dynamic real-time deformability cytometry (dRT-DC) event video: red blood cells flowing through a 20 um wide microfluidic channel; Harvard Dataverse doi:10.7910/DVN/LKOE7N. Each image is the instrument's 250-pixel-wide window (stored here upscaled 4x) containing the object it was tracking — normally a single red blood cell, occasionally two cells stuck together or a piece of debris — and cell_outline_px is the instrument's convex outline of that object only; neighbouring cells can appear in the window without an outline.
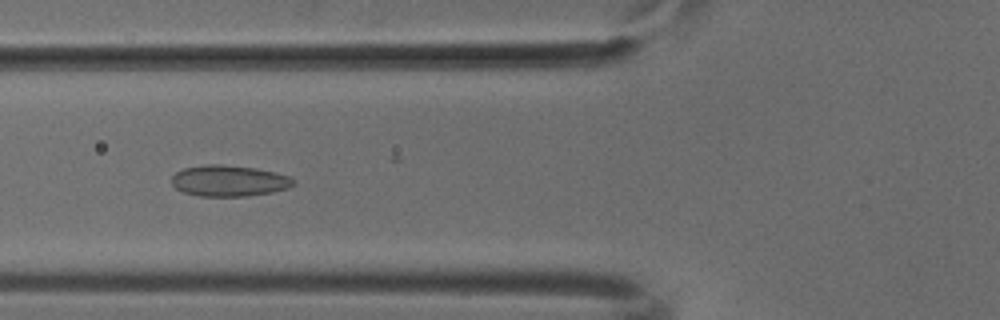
{"species": "common noctule bat (a hibernating species)", "species_latin": "Nyctalus noctula", "temperature_condition": "cold", "stored_images_in_passage": 33, "camera_frame_rate_fps": 3000, "um_per_image_px": 0.085, "animal": {"sex": "male", "body_mass_g": 18.8}, "frame": {"image": 1, "passage_image": 11, "time_ms": 3.333, "image_size_px": [1000, 320], "cell_outline_px": [[296, 184], [288, 188], [272, 192], [248, 196], [200, 196], [184, 192], [176, 188], [172, 184], [172, 176], [176, 172], [184, 168], [208, 164], [220, 164], [256, 168], [288, 176], [296, 180]], "centroid_in_image_um": [19.48, 15.37], "position_along_channel_um": 106.3, "area_um2": 22.02}}
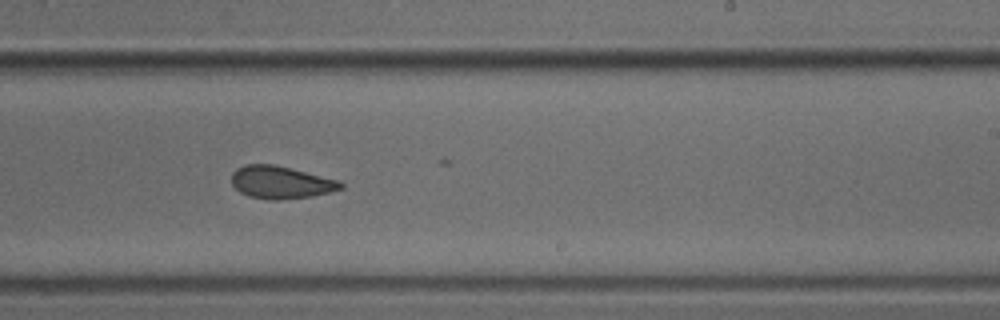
{"frame": {"image": 2, "passage_image": 23, "time_ms": 7.333, "image_size_px": [1000, 320], "cell_outline_px": [[344, 188], [332, 192], [312, 196], [280, 200], [268, 200], [248, 196], [240, 192], [232, 184], [232, 172], [236, 168], [244, 164], [276, 164], [340, 180], [344, 184]], "centroid_in_image_um": [23.89, 15.49], "position_along_channel_um": 265.1, "area_um2": 21.1}}
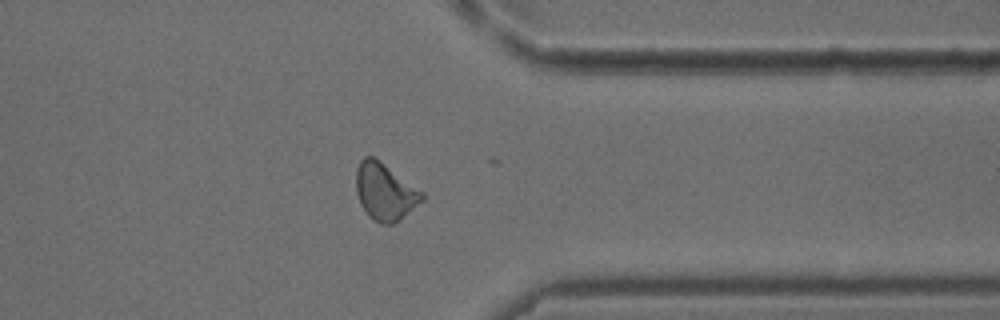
{"frame": {"image": 3, "passage_image": 32, "time_ms": 10.333, "image_size_px": [1000, 320], "cell_outline_px": [[424, 200], [400, 220], [392, 224], [380, 224], [368, 216], [360, 204], [356, 192], [356, 168], [360, 160], [364, 156], [372, 156], [424, 192]], "centroid_in_image_um": [32.71, 16.32], "position_along_channel_um": 378.7, "area_um2": 21.91}}